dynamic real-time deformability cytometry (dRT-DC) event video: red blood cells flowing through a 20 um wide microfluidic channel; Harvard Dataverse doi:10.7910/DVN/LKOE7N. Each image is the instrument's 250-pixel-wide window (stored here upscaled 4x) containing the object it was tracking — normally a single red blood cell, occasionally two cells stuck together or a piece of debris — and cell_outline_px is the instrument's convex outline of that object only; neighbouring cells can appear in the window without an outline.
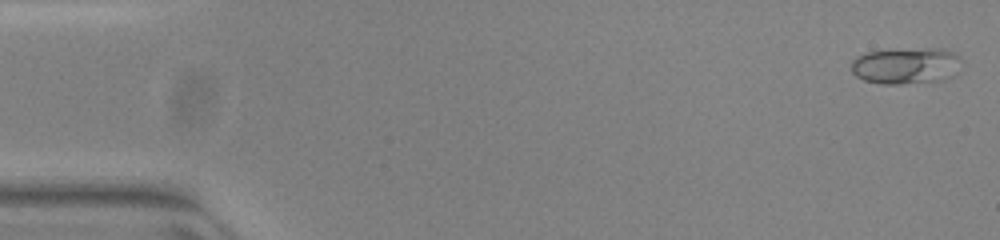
{"species": "common noctule bat (a hibernating species)", "species_latin": "Nyctalus noctula", "temperature_condition": "warm", "stored_images_in_passage": 51, "camera_frame_rate_fps": 3000, "um_per_image_px": 0.085, "animal": {"sex": "female", "body_mass_g": 23.0, "forearm_length_mm": 53.4}, "frame": {"image": 1, "passage_image": 1, "time_ms": 0.0, "image_size_px": [1000, 240], "cell_outline_px": [[960, 60], [936, 80], [900, 84], [884, 84], [864, 80], [856, 76], [852, 72], [852, 60], [856, 56], [868, 52], [892, 48], [944, 48], [960, 56]], "centroid_in_image_um": [76.82, 5.53], "position_along_channel_um": 8.2, "area_um2": 22.6}}
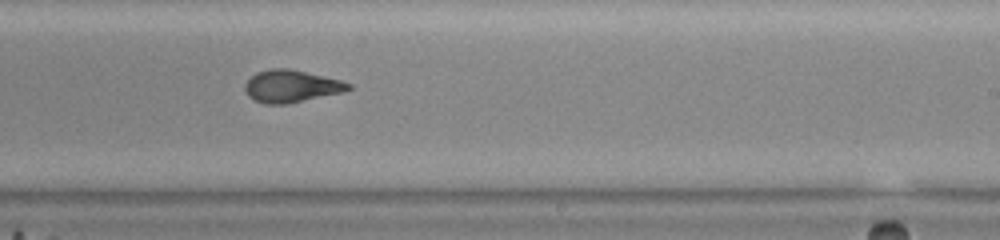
{"frame": {"image": 2, "passage_image": 31, "time_ms": 10.0, "image_size_px": [1000, 240], "cell_outline_px": [[352, 88], [340, 92], [284, 104], [268, 104], [256, 100], [248, 96], [244, 88], [244, 84], [256, 72], [272, 68], [288, 68], [340, 80], [352, 84]], "centroid_in_image_um": [24.72, 7.31], "position_along_channel_um": 264.3, "area_um2": 19.02}}
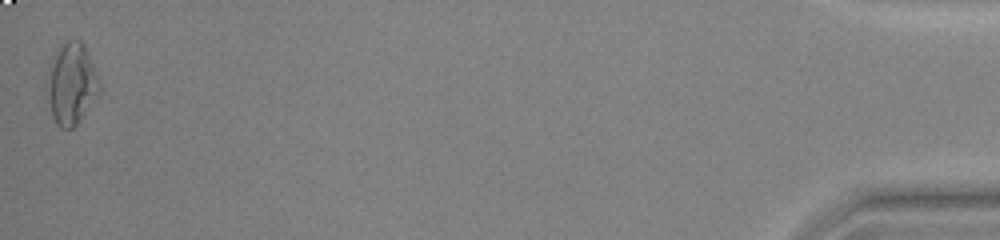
{"frame": {"image": 3, "passage_image": 51, "time_ms": 16.667, "image_size_px": [1000, 240], "cell_outline_px": [[100, 88], [76, 124], [72, 128], [60, 128], [56, 124], [52, 116], [44, 84], [48, 68], [52, 56], [60, 44], [64, 40], [80, 40], [84, 44], [100, 84]], "centroid_in_image_um": [5.99, 7.07], "position_along_channel_um": 429.2, "area_um2": 24.68}, "authors_computed_cell_mechanics": {"area_um2": 19.5942, "velocity_mm_per_s": 3.9448, "shape_relaxation_time_tau1_ms": 6.1173, "shape_relaxation_time_tau2_ms": 1.1042, "deformation_change_tau1": 0.2247, "deformation_change_tau2": 0.0815}}